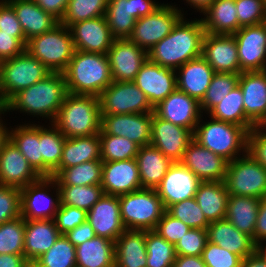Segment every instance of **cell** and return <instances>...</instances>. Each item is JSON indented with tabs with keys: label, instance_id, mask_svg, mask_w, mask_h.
I'll return each mask as SVG.
<instances>
[{
	"label": "cell",
	"instance_id": "6da1fadb",
	"mask_svg": "<svg viewBox=\"0 0 266 267\" xmlns=\"http://www.w3.org/2000/svg\"><path fill=\"white\" fill-rule=\"evenodd\" d=\"M204 35L202 19L187 21L183 16L172 32L147 52L148 59L160 66L177 70L186 62L202 56Z\"/></svg>",
	"mask_w": 266,
	"mask_h": 267
},
{
	"label": "cell",
	"instance_id": "7a4b0ae2",
	"mask_svg": "<svg viewBox=\"0 0 266 267\" xmlns=\"http://www.w3.org/2000/svg\"><path fill=\"white\" fill-rule=\"evenodd\" d=\"M68 94L63 73H49L43 80L15 94L4 107L7 112L18 110L53 123Z\"/></svg>",
	"mask_w": 266,
	"mask_h": 267
},
{
	"label": "cell",
	"instance_id": "3957f363",
	"mask_svg": "<svg viewBox=\"0 0 266 267\" xmlns=\"http://www.w3.org/2000/svg\"><path fill=\"white\" fill-rule=\"evenodd\" d=\"M63 75L71 94L99 96L113 81L107 54L78 50Z\"/></svg>",
	"mask_w": 266,
	"mask_h": 267
},
{
	"label": "cell",
	"instance_id": "277c9868",
	"mask_svg": "<svg viewBox=\"0 0 266 267\" xmlns=\"http://www.w3.org/2000/svg\"><path fill=\"white\" fill-rule=\"evenodd\" d=\"M53 124L66 138L99 134L101 125L99 97L69 93Z\"/></svg>",
	"mask_w": 266,
	"mask_h": 267
},
{
	"label": "cell",
	"instance_id": "5b68a950",
	"mask_svg": "<svg viewBox=\"0 0 266 267\" xmlns=\"http://www.w3.org/2000/svg\"><path fill=\"white\" fill-rule=\"evenodd\" d=\"M202 118L203 114L193 133V139L201 146L228 162L247 153L248 131L244 127L212 117L206 122Z\"/></svg>",
	"mask_w": 266,
	"mask_h": 267
},
{
	"label": "cell",
	"instance_id": "8992f818",
	"mask_svg": "<svg viewBox=\"0 0 266 267\" xmlns=\"http://www.w3.org/2000/svg\"><path fill=\"white\" fill-rule=\"evenodd\" d=\"M51 73L26 49L17 56L0 61V106L19 91L43 80Z\"/></svg>",
	"mask_w": 266,
	"mask_h": 267
},
{
	"label": "cell",
	"instance_id": "52a82bcc",
	"mask_svg": "<svg viewBox=\"0 0 266 267\" xmlns=\"http://www.w3.org/2000/svg\"><path fill=\"white\" fill-rule=\"evenodd\" d=\"M25 49L51 73H63L75 51L69 27L61 23L27 40Z\"/></svg>",
	"mask_w": 266,
	"mask_h": 267
},
{
	"label": "cell",
	"instance_id": "ba28073f",
	"mask_svg": "<svg viewBox=\"0 0 266 267\" xmlns=\"http://www.w3.org/2000/svg\"><path fill=\"white\" fill-rule=\"evenodd\" d=\"M118 197L121 220L128 230H154L166 211L155 189L142 188Z\"/></svg>",
	"mask_w": 266,
	"mask_h": 267
},
{
	"label": "cell",
	"instance_id": "9c48e42d",
	"mask_svg": "<svg viewBox=\"0 0 266 267\" xmlns=\"http://www.w3.org/2000/svg\"><path fill=\"white\" fill-rule=\"evenodd\" d=\"M224 183L229 195L261 199L266 196V168L246 153L228 162Z\"/></svg>",
	"mask_w": 266,
	"mask_h": 267
},
{
	"label": "cell",
	"instance_id": "30bf717a",
	"mask_svg": "<svg viewBox=\"0 0 266 267\" xmlns=\"http://www.w3.org/2000/svg\"><path fill=\"white\" fill-rule=\"evenodd\" d=\"M98 97L100 116L154 112L146 95L133 81H112Z\"/></svg>",
	"mask_w": 266,
	"mask_h": 267
},
{
	"label": "cell",
	"instance_id": "8fae6325",
	"mask_svg": "<svg viewBox=\"0 0 266 267\" xmlns=\"http://www.w3.org/2000/svg\"><path fill=\"white\" fill-rule=\"evenodd\" d=\"M183 15L186 14L180 8L178 9L176 5L162 3L153 13L136 20L129 39L148 52L155 44L172 32Z\"/></svg>",
	"mask_w": 266,
	"mask_h": 267
},
{
	"label": "cell",
	"instance_id": "7c38bea8",
	"mask_svg": "<svg viewBox=\"0 0 266 267\" xmlns=\"http://www.w3.org/2000/svg\"><path fill=\"white\" fill-rule=\"evenodd\" d=\"M51 188L56 192L55 198L50 194ZM20 191L21 216L25 220L54 219L60 205V190L54 177H40Z\"/></svg>",
	"mask_w": 266,
	"mask_h": 267
},
{
	"label": "cell",
	"instance_id": "4fadbf2b",
	"mask_svg": "<svg viewBox=\"0 0 266 267\" xmlns=\"http://www.w3.org/2000/svg\"><path fill=\"white\" fill-rule=\"evenodd\" d=\"M155 0H108L105 17L115 39L129 38L136 20L153 13L162 4Z\"/></svg>",
	"mask_w": 266,
	"mask_h": 267
},
{
	"label": "cell",
	"instance_id": "5bb4252c",
	"mask_svg": "<svg viewBox=\"0 0 266 267\" xmlns=\"http://www.w3.org/2000/svg\"><path fill=\"white\" fill-rule=\"evenodd\" d=\"M233 36L237 43L240 73L266 70V27L264 23L241 27Z\"/></svg>",
	"mask_w": 266,
	"mask_h": 267
},
{
	"label": "cell",
	"instance_id": "9a60e30c",
	"mask_svg": "<svg viewBox=\"0 0 266 267\" xmlns=\"http://www.w3.org/2000/svg\"><path fill=\"white\" fill-rule=\"evenodd\" d=\"M154 108L177 89L176 70L160 66L147 59L133 81Z\"/></svg>",
	"mask_w": 266,
	"mask_h": 267
},
{
	"label": "cell",
	"instance_id": "2e32d148",
	"mask_svg": "<svg viewBox=\"0 0 266 267\" xmlns=\"http://www.w3.org/2000/svg\"><path fill=\"white\" fill-rule=\"evenodd\" d=\"M153 113L103 115L99 134L126 137L140 147L151 142Z\"/></svg>",
	"mask_w": 266,
	"mask_h": 267
},
{
	"label": "cell",
	"instance_id": "e0dca14e",
	"mask_svg": "<svg viewBox=\"0 0 266 267\" xmlns=\"http://www.w3.org/2000/svg\"><path fill=\"white\" fill-rule=\"evenodd\" d=\"M202 181L181 162H173L166 175L155 189L165 209L169 206L195 197Z\"/></svg>",
	"mask_w": 266,
	"mask_h": 267
},
{
	"label": "cell",
	"instance_id": "ac0fdd59",
	"mask_svg": "<svg viewBox=\"0 0 266 267\" xmlns=\"http://www.w3.org/2000/svg\"><path fill=\"white\" fill-rule=\"evenodd\" d=\"M192 140V131L159 118L153 112L150 144L159 149L172 162L182 160L184 152Z\"/></svg>",
	"mask_w": 266,
	"mask_h": 267
},
{
	"label": "cell",
	"instance_id": "d6986e66",
	"mask_svg": "<svg viewBox=\"0 0 266 267\" xmlns=\"http://www.w3.org/2000/svg\"><path fill=\"white\" fill-rule=\"evenodd\" d=\"M107 57L113 81H134L142 64L148 59L147 52L129 38L114 39Z\"/></svg>",
	"mask_w": 266,
	"mask_h": 267
},
{
	"label": "cell",
	"instance_id": "ffe728a7",
	"mask_svg": "<svg viewBox=\"0 0 266 267\" xmlns=\"http://www.w3.org/2000/svg\"><path fill=\"white\" fill-rule=\"evenodd\" d=\"M154 113L159 118L184 127L193 133L203 114L200 102L178 89L155 106Z\"/></svg>",
	"mask_w": 266,
	"mask_h": 267
},
{
	"label": "cell",
	"instance_id": "44dd1931",
	"mask_svg": "<svg viewBox=\"0 0 266 267\" xmlns=\"http://www.w3.org/2000/svg\"><path fill=\"white\" fill-rule=\"evenodd\" d=\"M69 30L74 49L78 51L107 54L115 39L105 16L74 23Z\"/></svg>",
	"mask_w": 266,
	"mask_h": 267
},
{
	"label": "cell",
	"instance_id": "7402d4cb",
	"mask_svg": "<svg viewBox=\"0 0 266 267\" xmlns=\"http://www.w3.org/2000/svg\"><path fill=\"white\" fill-rule=\"evenodd\" d=\"M202 57L215 72L240 74L237 43L233 35L205 33Z\"/></svg>",
	"mask_w": 266,
	"mask_h": 267
},
{
	"label": "cell",
	"instance_id": "603a6c76",
	"mask_svg": "<svg viewBox=\"0 0 266 267\" xmlns=\"http://www.w3.org/2000/svg\"><path fill=\"white\" fill-rule=\"evenodd\" d=\"M202 182L224 181L228 161L201 146L194 139L188 144L180 161Z\"/></svg>",
	"mask_w": 266,
	"mask_h": 267
},
{
	"label": "cell",
	"instance_id": "cb8c5ba5",
	"mask_svg": "<svg viewBox=\"0 0 266 267\" xmlns=\"http://www.w3.org/2000/svg\"><path fill=\"white\" fill-rule=\"evenodd\" d=\"M87 221L96 236L114 242L126 230L121 220L117 195L104 194L87 212Z\"/></svg>",
	"mask_w": 266,
	"mask_h": 267
},
{
	"label": "cell",
	"instance_id": "d4e9b609",
	"mask_svg": "<svg viewBox=\"0 0 266 267\" xmlns=\"http://www.w3.org/2000/svg\"><path fill=\"white\" fill-rule=\"evenodd\" d=\"M100 185L104 194L117 196L142 189L136 158L103 162Z\"/></svg>",
	"mask_w": 266,
	"mask_h": 267
},
{
	"label": "cell",
	"instance_id": "484cf974",
	"mask_svg": "<svg viewBox=\"0 0 266 267\" xmlns=\"http://www.w3.org/2000/svg\"><path fill=\"white\" fill-rule=\"evenodd\" d=\"M40 176L9 139L0 150V185L22 189Z\"/></svg>",
	"mask_w": 266,
	"mask_h": 267
},
{
	"label": "cell",
	"instance_id": "4316f807",
	"mask_svg": "<svg viewBox=\"0 0 266 267\" xmlns=\"http://www.w3.org/2000/svg\"><path fill=\"white\" fill-rule=\"evenodd\" d=\"M245 115L256 125L266 114V70L239 74Z\"/></svg>",
	"mask_w": 266,
	"mask_h": 267
},
{
	"label": "cell",
	"instance_id": "83f0119b",
	"mask_svg": "<svg viewBox=\"0 0 266 267\" xmlns=\"http://www.w3.org/2000/svg\"><path fill=\"white\" fill-rule=\"evenodd\" d=\"M60 235L54 219L25 220V258L32 265L54 245Z\"/></svg>",
	"mask_w": 266,
	"mask_h": 267
},
{
	"label": "cell",
	"instance_id": "f1b7e54d",
	"mask_svg": "<svg viewBox=\"0 0 266 267\" xmlns=\"http://www.w3.org/2000/svg\"><path fill=\"white\" fill-rule=\"evenodd\" d=\"M214 74L215 71L202 56L192 59L176 70L177 89L200 102Z\"/></svg>",
	"mask_w": 266,
	"mask_h": 267
},
{
	"label": "cell",
	"instance_id": "f546056e",
	"mask_svg": "<svg viewBox=\"0 0 266 267\" xmlns=\"http://www.w3.org/2000/svg\"><path fill=\"white\" fill-rule=\"evenodd\" d=\"M207 233L210 243L239 255L242 259L258 248L249 235L239 231L226 218L210 222Z\"/></svg>",
	"mask_w": 266,
	"mask_h": 267
},
{
	"label": "cell",
	"instance_id": "4dcf8cb0",
	"mask_svg": "<svg viewBox=\"0 0 266 267\" xmlns=\"http://www.w3.org/2000/svg\"><path fill=\"white\" fill-rule=\"evenodd\" d=\"M15 10L26 40L52 30L59 21L33 0H6Z\"/></svg>",
	"mask_w": 266,
	"mask_h": 267
},
{
	"label": "cell",
	"instance_id": "1f68e13d",
	"mask_svg": "<svg viewBox=\"0 0 266 267\" xmlns=\"http://www.w3.org/2000/svg\"><path fill=\"white\" fill-rule=\"evenodd\" d=\"M145 230L126 229L115 241V267H146Z\"/></svg>",
	"mask_w": 266,
	"mask_h": 267
},
{
	"label": "cell",
	"instance_id": "d6a6232c",
	"mask_svg": "<svg viewBox=\"0 0 266 267\" xmlns=\"http://www.w3.org/2000/svg\"><path fill=\"white\" fill-rule=\"evenodd\" d=\"M142 188L156 189L173 163L152 144L139 148L136 156Z\"/></svg>",
	"mask_w": 266,
	"mask_h": 267
},
{
	"label": "cell",
	"instance_id": "836d02e7",
	"mask_svg": "<svg viewBox=\"0 0 266 267\" xmlns=\"http://www.w3.org/2000/svg\"><path fill=\"white\" fill-rule=\"evenodd\" d=\"M89 161H101L99 134L66 138L60 165L53 172V177L63 168H69Z\"/></svg>",
	"mask_w": 266,
	"mask_h": 267
},
{
	"label": "cell",
	"instance_id": "e575fe53",
	"mask_svg": "<svg viewBox=\"0 0 266 267\" xmlns=\"http://www.w3.org/2000/svg\"><path fill=\"white\" fill-rule=\"evenodd\" d=\"M228 197L224 181L201 182L195 193L197 204L209 223L225 218Z\"/></svg>",
	"mask_w": 266,
	"mask_h": 267
},
{
	"label": "cell",
	"instance_id": "d590c367",
	"mask_svg": "<svg viewBox=\"0 0 266 267\" xmlns=\"http://www.w3.org/2000/svg\"><path fill=\"white\" fill-rule=\"evenodd\" d=\"M201 19L205 33L233 35L241 28L235 0H215Z\"/></svg>",
	"mask_w": 266,
	"mask_h": 267
},
{
	"label": "cell",
	"instance_id": "8d00e7d4",
	"mask_svg": "<svg viewBox=\"0 0 266 267\" xmlns=\"http://www.w3.org/2000/svg\"><path fill=\"white\" fill-rule=\"evenodd\" d=\"M260 199L229 195L225 218L239 231L249 235L254 242V231Z\"/></svg>",
	"mask_w": 266,
	"mask_h": 267
},
{
	"label": "cell",
	"instance_id": "74e56055",
	"mask_svg": "<svg viewBox=\"0 0 266 267\" xmlns=\"http://www.w3.org/2000/svg\"><path fill=\"white\" fill-rule=\"evenodd\" d=\"M76 267H115V242L95 236L76 246Z\"/></svg>",
	"mask_w": 266,
	"mask_h": 267
},
{
	"label": "cell",
	"instance_id": "f35d334b",
	"mask_svg": "<svg viewBox=\"0 0 266 267\" xmlns=\"http://www.w3.org/2000/svg\"><path fill=\"white\" fill-rule=\"evenodd\" d=\"M9 139L28 160L33 170L42 177V155L39 144V125L24 123L10 129Z\"/></svg>",
	"mask_w": 266,
	"mask_h": 267
},
{
	"label": "cell",
	"instance_id": "ab89813d",
	"mask_svg": "<svg viewBox=\"0 0 266 267\" xmlns=\"http://www.w3.org/2000/svg\"><path fill=\"white\" fill-rule=\"evenodd\" d=\"M44 127L39 124V144L42 155V177H53L59 167L66 137L53 124Z\"/></svg>",
	"mask_w": 266,
	"mask_h": 267
},
{
	"label": "cell",
	"instance_id": "60d3db41",
	"mask_svg": "<svg viewBox=\"0 0 266 267\" xmlns=\"http://www.w3.org/2000/svg\"><path fill=\"white\" fill-rule=\"evenodd\" d=\"M243 98L241 88L237 85L207 115L219 121L237 124L249 132L255 124L245 115Z\"/></svg>",
	"mask_w": 266,
	"mask_h": 267
},
{
	"label": "cell",
	"instance_id": "b9f144b4",
	"mask_svg": "<svg viewBox=\"0 0 266 267\" xmlns=\"http://www.w3.org/2000/svg\"><path fill=\"white\" fill-rule=\"evenodd\" d=\"M103 162L89 161L61 169L55 176L57 186L100 185Z\"/></svg>",
	"mask_w": 266,
	"mask_h": 267
},
{
	"label": "cell",
	"instance_id": "7bdbcfd3",
	"mask_svg": "<svg viewBox=\"0 0 266 267\" xmlns=\"http://www.w3.org/2000/svg\"><path fill=\"white\" fill-rule=\"evenodd\" d=\"M147 249L146 267H172L176 258L175 246L161 237L156 231L145 230Z\"/></svg>",
	"mask_w": 266,
	"mask_h": 267
},
{
	"label": "cell",
	"instance_id": "ee69618b",
	"mask_svg": "<svg viewBox=\"0 0 266 267\" xmlns=\"http://www.w3.org/2000/svg\"><path fill=\"white\" fill-rule=\"evenodd\" d=\"M60 204L73 206L88 212L104 195L101 185L58 186Z\"/></svg>",
	"mask_w": 266,
	"mask_h": 267
},
{
	"label": "cell",
	"instance_id": "f6af8a7d",
	"mask_svg": "<svg viewBox=\"0 0 266 267\" xmlns=\"http://www.w3.org/2000/svg\"><path fill=\"white\" fill-rule=\"evenodd\" d=\"M32 267H76V247L61 234L54 245L40 256Z\"/></svg>",
	"mask_w": 266,
	"mask_h": 267
},
{
	"label": "cell",
	"instance_id": "bcb514c9",
	"mask_svg": "<svg viewBox=\"0 0 266 267\" xmlns=\"http://www.w3.org/2000/svg\"><path fill=\"white\" fill-rule=\"evenodd\" d=\"M101 161H123L136 158L140 146L126 137L99 134Z\"/></svg>",
	"mask_w": 266,
	"mask_h": 267
},
{
	"label": "cell",
	"instance_id": "7dc6e473",
	"mask_svg": "<svg viewBox=\"0 0 266 267\" xmlns=\"http://www.w3.org/2000/svg\"><path fill=\"white\" fill-rule=\"evenodd\" d=\"M107 5L108 0H69L59 23L69 27L80 21L105 16Z\"/></svg>",
	"mask_w": 266,
	"mask_h": 267
},
{
	"label": "cell",
	"instance_id": "c3c4849f",
	"mask_svg": "<svg viewBox=\"0 0 266 267\" xmlns=\"http://www.w3.org/2000/svg\"><path fill=\"white\" fill-rule=\"evenodd\" d=\"M239 74L215 72L211 83L200 101L201 111L208 113L238 85Z\"/></svg>",
	"mask_w": 266,
	"mask_h": 267
},
{
	"label": "cell",
	"instance_id": "681fc988",
	"mask_svg": "<svg viewBox=\"0 0 266 267\" xmlns=\"http://www.w3.org/2000/svg\"><path fill=\"white\" fill-rule=\"evenodd\" d=\"M25 219H16L0 224V254L24 255Z\"/></svg>",
	"mask_w": 266,
	"mask_h": 267
},
{
	"label": "cell",
	"instance_id": "f907efd6",
	"mask_svg": "<svg viewBox=\"0 0 266 267\" xmlns=\"http://www.w3.org/2000/svg\"><path fill=\"white\" fill-rule=\"evenodd\" d=\"M166 211L190 228L207 229L209 226V222L197 204L195 197L177 202L169 206Z\"/></svg>",
	"mask_w": 266,
	"mask_h": 267
},
{
	"label": "cell",
	"instance_id": "816d5d0a",
	"mask_svg": "<svg viewBox=\"0 0 266 267\" xmlns=\"http://www.w3.org/2000/svg\"><path fill=\"white\" fill-rule=\"evenodd\" d=\"M207 242V229L190 228L174 245L176 255L201 256Z\"/></svg>",
	"mask_w": 266,
	"mask_h": 267
},
{
	"label": "cell",
	"instance_id": "f5cc1de1",
	"mask_svg": "<svg viewBox=\"0 0 266 267\" xmlns=\"http://www.w3.org/2000/svg\"><path fill=\"white\" fill-rule=\"evenodd\" d=\"M235 4L241 27L261 24L266 19L264 0H235Z\"/></svg>",
	"mask_w": 266,
	"mask_h": 267
},
{
	"label": "cell",
	"instance_id": "db71d44e",
	"mask_svg": "<svg viewBox=\"0 0 266 267\" xmlns=\"http://www.w3.org/2000/svg\"><path fill=\"white\" fill-rule=\"evenodd\" d=\"M21 216L19 188L0 185V224Z\"/></svg>",
	"mask_w": 266,
	"mask_h": 267
},
{
	"label": "cell",
	"instance_id": "11a10c76",
	"mask_svg": "<svg viewBox=\"0 0 266 267\" xmlns=\"http://www.w3.org/2000/svg\"><path fill=\"white\" fill-rule=\"evenodd\" d=\"M204 263L207 267H241L242 258L230 251L207 242L202 255Z\"/></svg>",
	"mask_w": 266,
	"mask_h": 267
},
{
	"label": "cell",
	"instance_id": "9f6ffc18",
	"mask_svg": "<svg viewBox=\"0 0 266 267\" xmlns=\"http://www.w3.org/2000/svg\"><path fill=\"white\" fill-rule=\"evenodd\" d=\"M86 220L87 212L85 210L62 204L59 205L54 217L56 227L62 235H65Z\"/></svg>",
	"mask_w": 266,
	"mask_h": 267
},
{
	"label": "cell",
	"instance_id": "6f0895ef",
	"mask_svg": "<svg viewBox=\"0 0 266 267\" xmlns=\"http://www.w3.org/2000/svg\"><path fill=\"white\" fill-rule=\"evenodd\" d=\"M190 229L181 220L171 216L167 211L163 214L154 231L173 245Z\"/></svg>",
	"mask_w": 266,
	"mask_h": 267
},
{
	"label": "cell",
	"instance_id": "680465c9",
	"mask_svg": "<svg viewBox=\"0 0 266 267\" xmlns=\"http://www.w3.org/2000/svg\"><path fill=\"white\" fill-rule=\"evenodd\" d=\"M0 30L2 33L14 34L26 46L27 40L16 12L6 0H0Z\"/></svg>",
	"mask_w": 266,
	"mask_h": 267
},
{
	"label": "cell",
	"instance_id": "91938a15",
	"mask_svg": "<svg viewBox=\"0 0 266 267\" xmlns=\"http://www.w3.org/2000/svg\"><path fill=\"white\" fill-rule=\"evenodd\" d=\"M247 154L266 168V131L253 127L248 132Z\"/></svg>",
	"mask_w": 266,
	"mask_h": 267
},
{
	"label": "cell",
	"instance_id": "94428289",
	"mask_svg": "<svg viewBox=\"0 0 266 267\" xmlns=\"http://www.w3.org/2000/svg\"><path fill=\"white\" fill-rule=\"evenodd\" d=\"M25 50V45L14 34L0 30V61L13 58Z\"/></svg>",
	"mask_w": 266,
	"mask_h": 267
},
{
	"label": "cell",
	"instance_id": "6125c7cd",
	"mask_svg": "<svg viewBox=\"0 0 266 267\" xmlns=\"http://www.w3.org/2000/svg\"><path fill=\"white\" fill-rule=\"evenodd\" d=\"M65 236L76 247L84 243L86 240L93 239L96 235L93 227L86 220L79 226L75 227L73 230L67 232Z\"/></svg>",
	"mask_w": 266,
	"mask_h": 267
},
{
	"label": "cell",
	"instance_id": "be15d7a7",
	"mask_svg": "<svg viewBox=\"0 0 266 267\" xmlns=\"http://www.w3.org/2000/svg\"><path fill=\"white\" fill-rule=\"evenodd\" d=\"M266 241V196L260 199L258 216L254 231V243L257 247Z\"/></svg>",
	"mask_w": 266,
	"mask_h": 267
},
{
	"label": "cell",
	"instance_id": "e7e4bbea",
	"mask_svg": "<svg viewBox=\"0 0 266 267\" xmlns=\"http://www.w3.org/2000/svg\"><path fill=\"white\" fill-rule=\"evenodd\" d=\"M45 12L51 14L59 22L61 21L69 0H33Z\"/></svg>",
	"mask_w": 266,
	"mask_h": 267
},
{
	"label": "cell",
	"instance_id": "03108f58",
	"mask_svg": "<svg viewBox=\"0 0 266 267\" xmlns=\"http://www.w3.org/2000/svg\"><path fill=\"white\" fill-rule=\"evenodd\" d=\"M0 267H32L24 255L0 254Z\"/></svg>",
	"mask_w": 266,
	"mask_h": 267
},
{
	"label": "cell",
	"instance_id": "003e7915",
	"mask_svg": "<svg viewBox=\"0 0 266 267\" xmlns=\"http://www.w3.org/2000/svg\"><path fill=\"white\" fill-rule=\"evenodd\" d=\"M172 267H207L201 256L177 255Z\"/></svg>",
	"mask_w": 266,
	"mask_h": 267
},
{
	"label": "cell",
	"instance_id": "a7ac6f4b",
	"mask_svg": "<svg viewBox=\"0 0 266 267\" xmlns=\"http://www.w3.org/2000/svg\"><path fill=\"white\" fill-rule=\"evenodd\" d=\"M241 267H266V257L257 248L252 254L242 259Z\"/></svg>",
	"mask_w": 266,
	"mask_h": 267
},
{
	"label": "cell",
	"instance_id": "89a4df30",
	"mask_svg": "<svg viewBox=\"0 0 266 267\" xmlns=\"http://www.w3.org/2000/svg\"><path fill=\"white\" fill-rule=\"evenodd\" d=\"M6 109L4 106H0V150L2 149L3 145L9 140V131L10 128H7V125L4 124L2 120V115L6 113Z\"/></svg>",
	"mask_w": 266,
	"mask_h": 267
},
{
	"label": "cell",
	"instance_id": "2644e50d",
	"mask_svg": "<svg viewBox=\"0 0 266 267\" xmlns=\"http://www.w3.org/2000/svg\"><path fill=\"white\" fill-rule=\"evenodd\" d=\"M214 1L215 0H186L185 2L188 3L190 7L192 6L194 9H196L197 12L199 11L204 15Z\"/></svg>",
	"mask_w": 266,
	"mask_h": 267
},
{
	"label": "cell",
	"instance_id": "8c879c8a",
	"mask_svg": "<svg viewBox=\"0 0 266 267\" xmlns=\"http://www.w3.org/2000/svg\"><path fill=\"white\" fill-rule=\"evenodd\" d=\"M256 128L266 131V114L263 118L255 125Z\"/></svg>",
	"mask_w": 266,
	"mask_h": 267
},
{
	"label": "cell",
	"instance_id": "753ad0ef",
	"mask_svg": "<svg viewBox=\"0 0 266 267\" xmlns=\"http://www.w3.org/2000/svg\"><path fill=\"white\" fill-rule=\"evenodd\" d=\"M264 244H265V246H264ZM258 249L263 253V255L266 257V242L265 243H263L262 245H260L259 247H258Z\"/></svg>",
	"mask_w": 266,
	"mask_h": 267
}]
</instances>
